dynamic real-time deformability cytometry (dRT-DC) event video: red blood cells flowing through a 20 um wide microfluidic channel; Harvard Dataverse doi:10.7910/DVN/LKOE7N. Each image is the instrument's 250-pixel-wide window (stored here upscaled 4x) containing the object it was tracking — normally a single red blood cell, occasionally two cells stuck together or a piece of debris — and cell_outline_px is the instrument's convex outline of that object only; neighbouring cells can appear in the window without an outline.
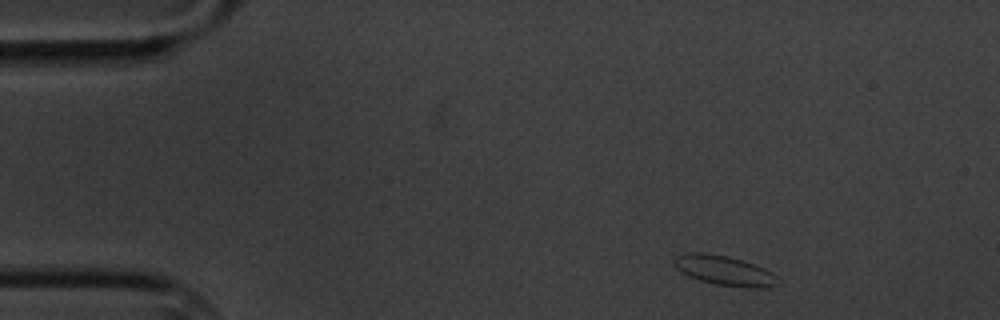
{"species": "common noctule bat (a hibernating species)", "species_latin": "Nyctalus noctula", "temperature_condition": "cold", "stored_images_in_passage": 5, "camera_frame_rate_fps": 3000, "um_per_image_px": 0.085, "animal": {"sex": "male", "body_mass_g": 20.1, "forearm_length_mm": 53.5}, "frame": {"image": 1, "passage_image": 1, "time_ms": 0.0, "image_size_px": [1000, 320], "cell_outline_px": [[780, 284], [764, 288], [744, 288], [716, 284], [700, 280], [688, 276], [680, 272], [672, 264], [672, 260], [676, 256], [688, 252], [704, 252], [728, 256], [744, 260], [764, 268], [772, 272], [776, 276]], "centroid_in_image_um": [61.56, 22.99], "position_along_channel_um": 23.4, "area_um2": 18.32}}
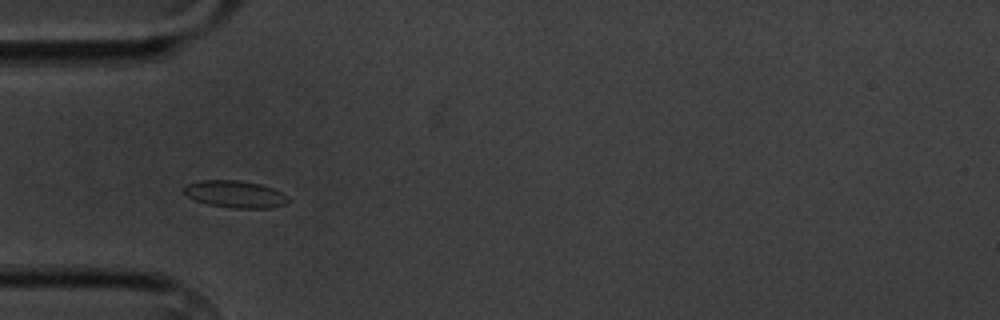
{"frame": {"image": 2, "passage_image": 4, "time_ms": 3.333, "image_size_px": [1000, 320], "cell_outline_px": [[288, 200], [284, 204], [268, 208], [232, 208], [208, 204], [196, 200], [188, 196], [184, 192], [184, 184], [200, 180], [240, 180], [260, 184], [272, 188], [288, 196]], "centroid_in_image_um": [19.96, 16.49], "position_along_channel_um": 65.0, "area_um2": 16.36}}
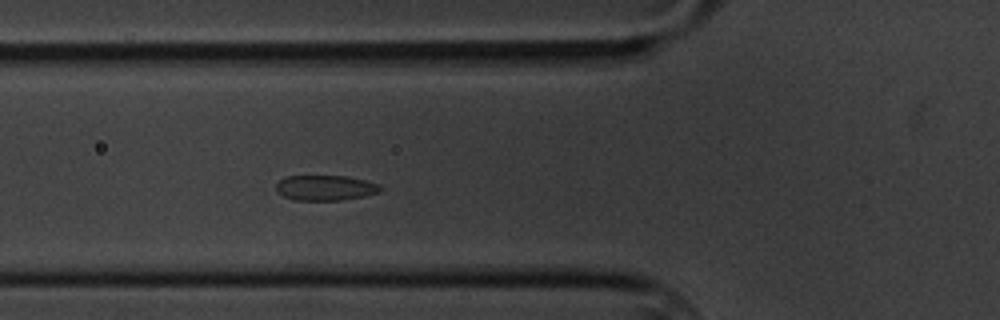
{"frame": {"image": 3, "passage_image": 5, "time_ms": 4.333, "image_size_px": [1000, 320], "cell_outline_px": [[384, 188], [380, 192], [364, 196], [344, 200], [292, 200], [276, 192], [276, 184], [284, 176], [348, 176], [380, 184]], "centroid_in_image_um": [27.67, 15.96], "position_along_channel_um": 98.1, "area_um2": 15.55}}